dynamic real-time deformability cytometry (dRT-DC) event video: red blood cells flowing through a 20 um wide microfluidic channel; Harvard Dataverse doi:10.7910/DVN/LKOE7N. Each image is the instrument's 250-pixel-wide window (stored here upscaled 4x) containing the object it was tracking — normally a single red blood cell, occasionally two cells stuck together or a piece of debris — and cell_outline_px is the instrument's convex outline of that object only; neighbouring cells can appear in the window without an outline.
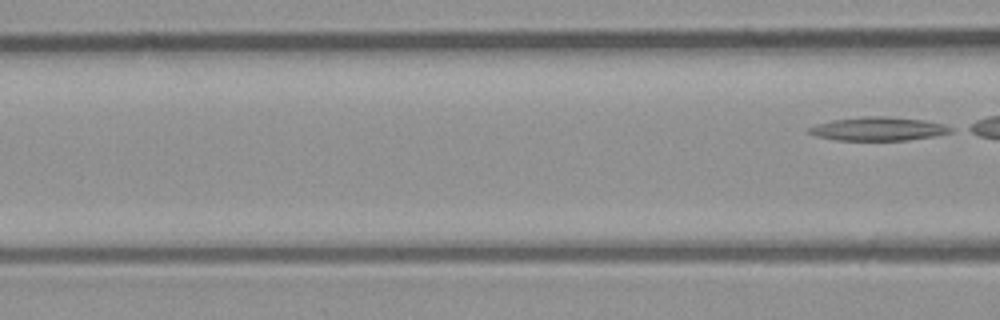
{"species": "common noctule bat (a hibernating species)", "species_latin": "Nyctalus noctula", "temperature_condition": "room temperature", "stored_images_in_passage": 5, "segment_of_instrument_passage": [2, 2], "camera_frame_rate_fps": 3000, "um_per_image_px": 0.085, "animal": {"sex": "male", "body_mass_g": 23.1, "forearm_length_mm": 52.7}, "frame": {"image": 1, "passage_image": 5, "time_ms": 1.333, "image_size_px": [1000, 320], "cell_outline_px": [[956, 128], [952, 132], [932, 136], [908, 140], [836, 140], [816, 136], [808, 132], [808, 128], [816, 124], [832, 120], [864, 116], [880, 116], [924, 120], [944, 124]], "centroid_in_image_um": [74.66, 10.95], "position_along_channel_um": 91.9, "area_um2": 19.42}}